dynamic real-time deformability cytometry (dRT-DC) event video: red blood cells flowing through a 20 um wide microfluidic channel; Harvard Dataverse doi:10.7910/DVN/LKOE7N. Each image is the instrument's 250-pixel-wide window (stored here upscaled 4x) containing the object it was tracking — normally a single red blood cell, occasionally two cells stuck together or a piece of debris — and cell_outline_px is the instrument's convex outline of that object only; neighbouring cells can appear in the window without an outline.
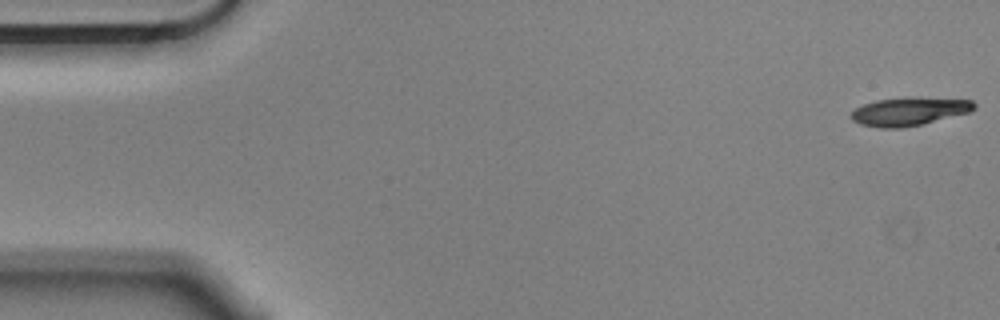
{"species": "Egyptian fruit bat (a non-hibernating species)", "species_latin": "Rousettus aegyptiacus", "temperature_condition": "cold", "stored_images_in_passage": 56, "camera_frame_rate_fps": 3000, "um_per_image_px": 0.085, "animal": {"sex": "male"}, "frame": {"image": 1, "passage_image": 1, "time_ms": 0.0, "image_size_px": [1000, 320], "cell_outline_px": [[976, 108], [968, 112], [920, 124], [900, 128], [880, 128], [860, 124], [852, 120], [848, 116], [856, 108], [864, 104], [876, 100], [972, 100], [976, 104]], "centroid_in_image_um": [77.18, 9.53], "position_along_channel_um": 7.8, "area_um2": 18.9}}
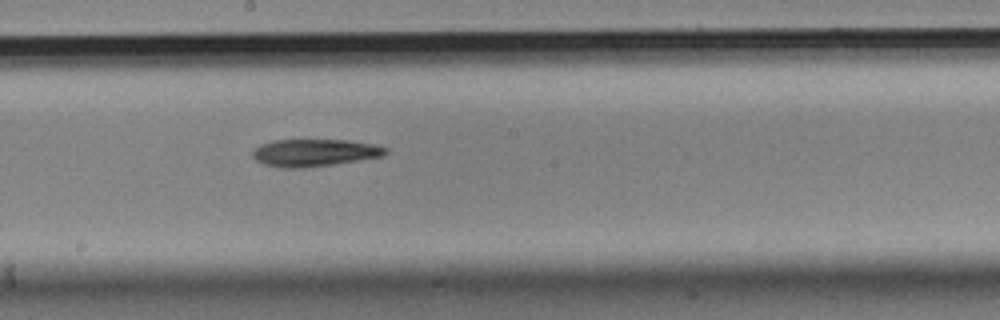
{"frame": {"image": 2, "passage_image": 30, "time_ms": 9.667, "image_size_px": [1000, 320], "cell_outline_px": [[388, 152], [384, 156], [332, 164], [300, 168], [280, 168], [264, 164], [256, 160], [252, 156], [252, 152], [260, 144], [272, 140], [348, 140], [376, 144], [388, 148]], "centroid_in_image_um": [26.74, 12.97], "position_along_channel_um": 221.5, "area_um2": 21.21}}
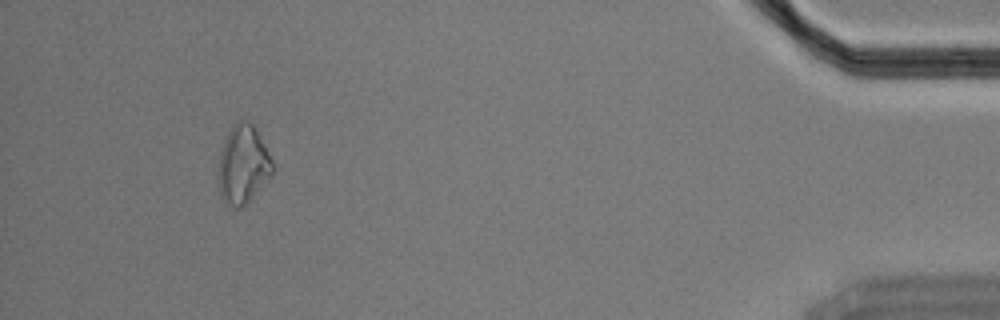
{"frame": {"image": 3, "passage_image": 52, "time_ms": 17.0, "image_size_px": [1000, 320], "cell_outline_px": [[272, 176], [240, 208], [236, 208], [224, 204], [220, 196], [216, 176], [216, 172], [220, 152], [224, 140], [232, 124], [240, 116], [248, 120], [256, 128], [272, 160]], "centroid_in_image_um": [20.6, 13.95], "position_along_channel_um": 414.6, "area_um2": 25.32}, "authors_computed_cell_mechanics": {"area_um2": 21.3282, "velocity_mm_per_s": 3.5514, "shape_relaxation_time_tau1_ms": 8.1012, "shape_relaxation_time_tau2_ms": null, "deformation_change_tau1": 0.1618, "deformation_change_tau2": null}}